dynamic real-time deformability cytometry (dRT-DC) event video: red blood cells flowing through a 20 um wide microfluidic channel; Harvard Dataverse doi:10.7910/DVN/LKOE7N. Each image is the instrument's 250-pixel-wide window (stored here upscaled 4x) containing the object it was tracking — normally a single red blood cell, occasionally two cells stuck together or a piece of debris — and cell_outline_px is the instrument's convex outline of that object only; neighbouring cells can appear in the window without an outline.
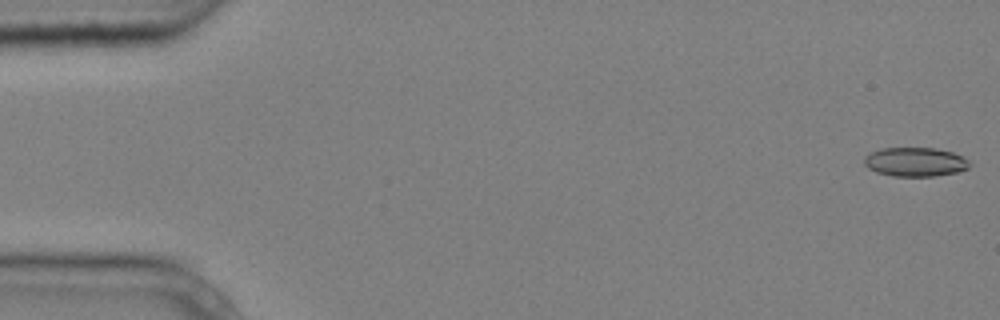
{"species": "common noctule bat (a hibernating species)", "species_latin": "Nyctalus noctula", "temperature_condition": "cold", "stored_images_in_passage": 6, "camera_frame_rate_fps": 3000, "um_per_image_px": 0.085, "animal": {"sex": "male", "body_mass_g": 20.4}, "frame": {"image": 1, "passage_image": 1, "time_ms": 0.0, "image_size_px": [1000, 320], "cell_outline_px": [[972, 164], [968, 168], [960, 172], [936, 176], [892, 176], [876, 172], [868, 168], [864, 164], [864, 156], [880, 148], [936, 148], [952, 152], [964, 156]], "centroid_in_image_um": [77.83, 13.77], "position_along_channel_um": 7.2, "area_um2": 18.09}}
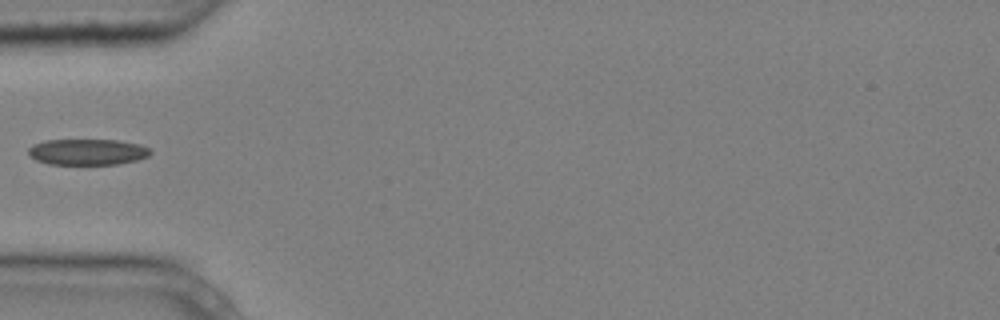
{"frame": {"image": 2, "passage_image": 5, "time_ms": 1.333, "image_size_px": [1000, 320], "cell_outline_px": [[152, 152], [148, 156], [136, 160], [120, 164], [48, 164], [36, 160], [28, 156], [28, 148], [32, 144], [44, 140], [116, 140], [140, 144], [148, 148]], "centroid_in_image_um": [7.39, 12.91], "position_along_channel_um": 77.6, "area_um2": 18.61}}
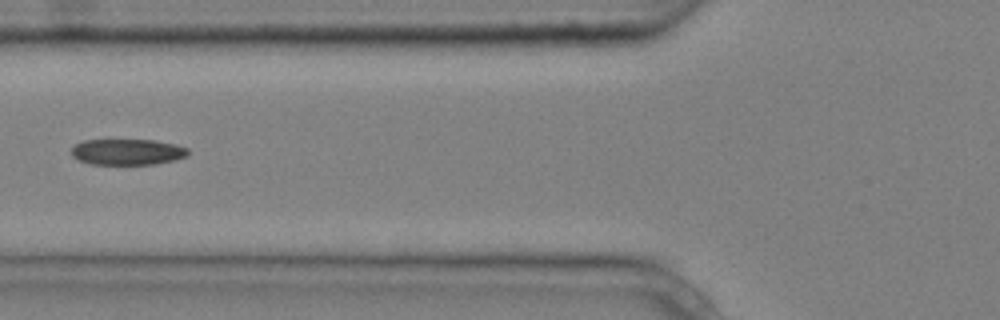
{"frame": {"image": 3, "passage_image": 6, "time_ms": 1.667, "image_size_px": [1000, 320], "cell_outline_px": [[188, 156], [176, 160], [152, 164], [92, 164], [80, 160], [72, 156], [72, 148], [76, 144], [84, 140], [152, 140], [176, 144], [188, 148]], "centroid_in_image_um": [10.86, 12.91], "position_along_channel_um": 114.9, "area_um2": 17.57}}